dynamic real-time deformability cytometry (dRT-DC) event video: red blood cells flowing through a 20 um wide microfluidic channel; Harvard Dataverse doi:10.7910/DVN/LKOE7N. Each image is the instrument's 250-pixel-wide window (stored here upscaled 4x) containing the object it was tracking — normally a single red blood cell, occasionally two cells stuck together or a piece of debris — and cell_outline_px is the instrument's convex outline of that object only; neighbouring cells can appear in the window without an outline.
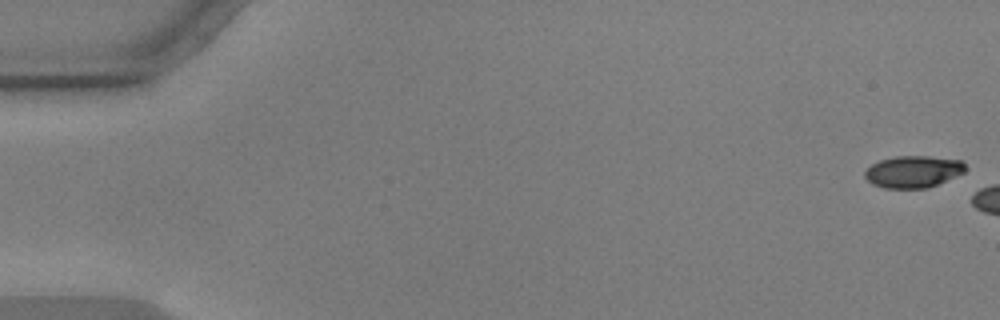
{"species": "common noctule bat (a hibernating species)", "species_latin": "Nyctalus noctula", "temperature_condition": "warm", "stored_images_in_passage": 6, "camera_frame_rate_fps": 3000, "um_per_image_px": 0.085, "animal": {"sex": "male", "body_mass_g": 17.9, "forearm_length_mm": 54.2}, "frame": {"image": 1, "passage_image": 1, "time_ms": 0.0, "image_size_px": [1000, 320], "cell_outline_px": [[964, 172], [956, 176], [928, 188], [884, 188], [872, 184], [864, 176], [864, 172], [872, 164], [880, 160], [896, 156], [928, 156], [960, 160], [964, 164]], "centroid_in_image_um": [77.59, 14.59], "position_along_channel_um": 7.4, "area_um2": 18.55}}